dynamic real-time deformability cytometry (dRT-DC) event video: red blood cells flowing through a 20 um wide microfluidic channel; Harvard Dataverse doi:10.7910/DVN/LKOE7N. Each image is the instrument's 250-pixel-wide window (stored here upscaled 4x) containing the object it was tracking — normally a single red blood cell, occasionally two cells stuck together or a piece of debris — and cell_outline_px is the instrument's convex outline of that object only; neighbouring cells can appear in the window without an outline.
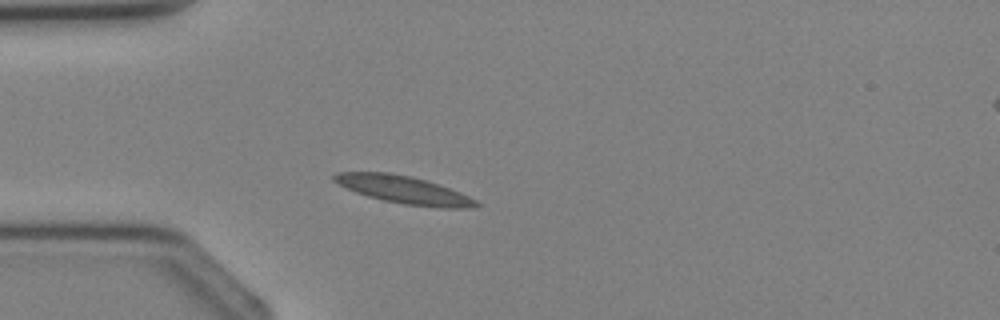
{"species": "Egyptian fruit bat (a non-hibernating species)", "species_latin": "Rousettus aegyptiacus", "temperature_condition": "cold", "stored_images_in_passage": 1, "camera_frame_rate_fps": 3000, "um_per_image_px": 0.085, "animal": {"sex": "female"}, "frame": {"image": 1, "passage_image": 1, "time_ms": 0.0, "image_size_px": [1000, 320], "cell_outline_px": [[480, 204], [476, 208], [440, 208], [404, 204], [384, 200], [368, 196], [356, 192], [332, 180], [332, 176], [336, 172], [388, 172], [412, 176], [440, 184], [460, 192], [476, 200]], "centroid_in_image_um": [34.37, 16.13], "position_along_channel_um": 50.6, "area_um2": 22.89}}